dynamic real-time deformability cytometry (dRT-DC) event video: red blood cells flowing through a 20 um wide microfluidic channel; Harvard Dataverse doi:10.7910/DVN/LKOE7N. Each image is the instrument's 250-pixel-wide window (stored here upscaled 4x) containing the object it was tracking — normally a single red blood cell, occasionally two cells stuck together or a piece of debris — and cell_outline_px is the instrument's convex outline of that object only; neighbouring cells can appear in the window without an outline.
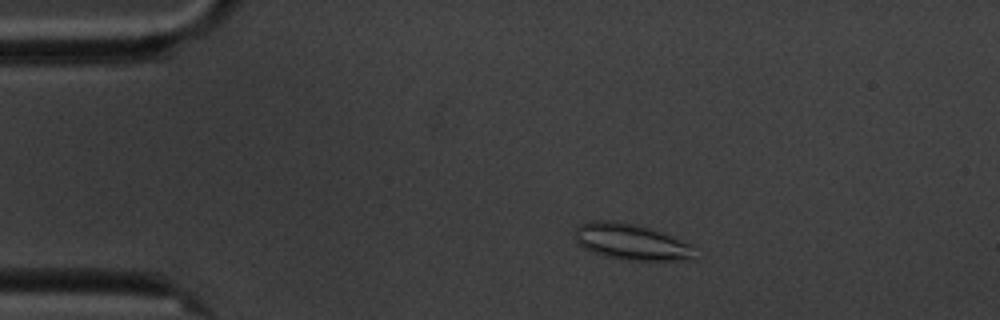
{"species": "common noctule bat (a hibernating species)", "species_latin": "Nyctalus noctula", "temperature_condition": "cold", "stored_images_in_passage": 9, "camera_frame_rate_fps": 3000, "um_per_image_px": 0.085, "animal": {"sex": "male", "body_mass_g": 20.1, "forearm_length_mm": 53.5}, "frame": {"image": 1, "passage_image": 2, "time_ms": 1.0, "image_size_px": [1000, 320], "cell_outline_px": [[696, 260], [628, 260], [608, 256], [584, 248], [576, 240], [576, 228], [580, 224], [588, 220], [608, 220], [636, 224], [672, 236], [692, 244]], "centroid_in_image_um": [53.69, 20.55], "position_along_channel_um": 31.3, "area_um2": 24.97}}
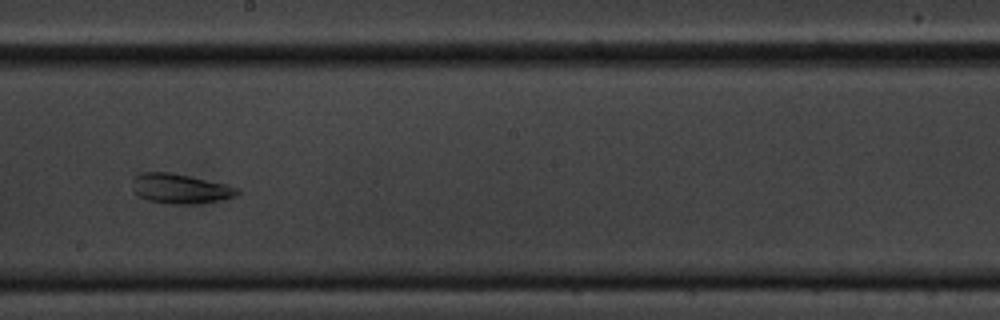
{"frame": {"image": 2, "passage_image": 8, "time_ms": 8.333, "image_size_px": [1000, 320], "cell_outline_px": [[240, 192], [236, 196], [224, 200], [196, 204], [172, 204], [148, 200], [136, 196], [132, 188], [132, 180], [140, 172], [168, 172], [228, 184], [240, 188]], "centroid_in_image_um": [15.34, 16.05], "position_along_channel_um": 232.9, "area_um2": 18.5}}
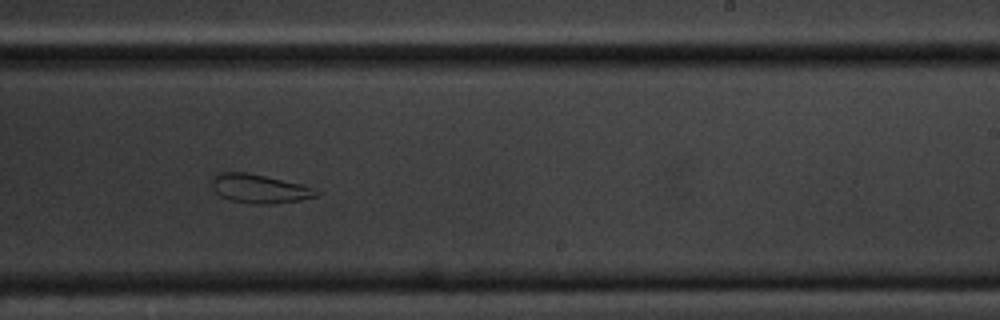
{"frame": {"image": 3, "passage_image": 9, "time_ms": 9.333, "image_size_px": [1000, 320], "cell_outline_px": [[320, 192], [316, 196], [300, 200], [268, 204], [252, 204], [232, 200], [220, 196], [212, 188], [212, 176], [220, 172], [248, 172], [304, 184]], "centroid_in_image_um": [22.04, 16.02], "position_along_channel_um": 267.0, "area_um2": 17.63}}